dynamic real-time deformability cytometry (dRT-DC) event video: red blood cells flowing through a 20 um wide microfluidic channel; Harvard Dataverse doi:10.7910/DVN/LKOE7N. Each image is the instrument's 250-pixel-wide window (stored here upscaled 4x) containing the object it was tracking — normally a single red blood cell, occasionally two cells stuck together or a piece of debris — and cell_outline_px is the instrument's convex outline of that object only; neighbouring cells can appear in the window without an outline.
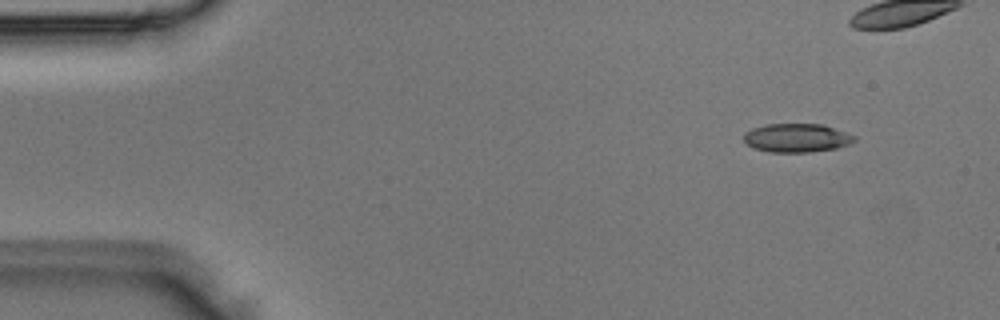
{"species": "Egyptian fruit bat (a non-hibernating species)", "species_latin": "Rousettus aegyptiacus", "temperature_condition": "room temperature", "stored_images_in_passage": 7, "camera_frame_rate_fps": 3000, "um_per_image_px": 0.085, "animal": {"sex": "male"}, "frame": {"image": 1, "passage_image": 1, "time_ms": 0.0, "image_size_px": [1000, 320], "cell_outline_px": [[856, 140], [848, 144], [836, 148], [808, 152], [768, 152], [756, 148], [748, 144], [744, 140], [744, 132], [752, 128], [764, 124], [824, 124], [856, 136]], "centroid_in_image_um": [67.72, 11.71], "position_along_channel_um": 17.3, "area_um2": 18.44}}
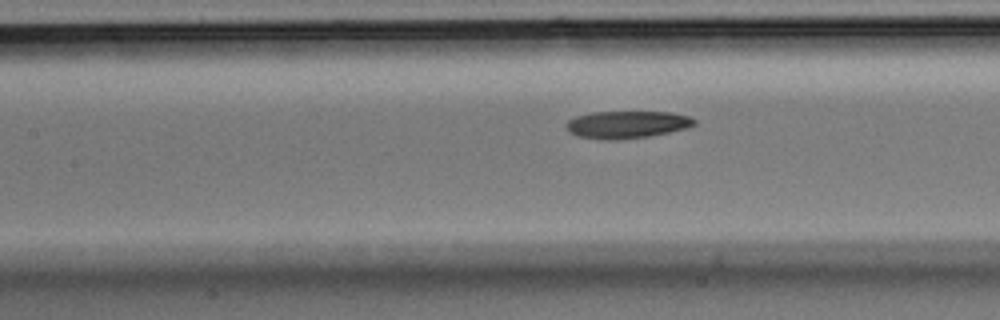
{"frame": {"image": 2, "passage_image": 7, "time_ms": 2.0, "image_size_px": [1000, 320], "cell_outline_px": [[696, 124], [688, 128], [648, 136], [612, 140], [608, 140], [576, 136], [568, 132], [564, 128], [564, 124], [568, 120], [576, 116], [592, 112], [672, 112], [688, 116], [696, 120]], "centroid_in_image_um": [53.24, 10.58], "position_along_channel_um": 154.2, "area_um2": 20.52}}